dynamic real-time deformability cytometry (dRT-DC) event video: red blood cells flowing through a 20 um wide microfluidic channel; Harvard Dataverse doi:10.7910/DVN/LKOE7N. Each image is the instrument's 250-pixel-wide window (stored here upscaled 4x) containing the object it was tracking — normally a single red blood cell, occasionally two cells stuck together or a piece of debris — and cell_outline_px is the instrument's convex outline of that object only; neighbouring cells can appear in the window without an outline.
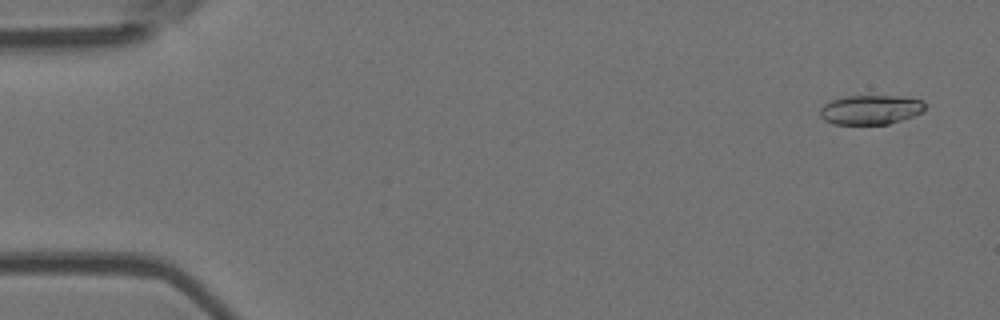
{"species": "Egyptian fruit bat (a non-hibernating species)", "species_latin": "Rousettus aegyptiacus", "temperature_condition": "room temperature", "stored_images_in_passage": 52, "camera_frame_rate_fps": 3000, "um_per_image_px": 0.085, "animal": {"sex": "female"}, "frame": {"image": 1, "passage_image": 1, "time_ms": 0.0, "image_size_px": [1000, 320], "cell_outline_px": [[924, 112], [888, 124], [832, 124], [824, 120], [820, 116], [820, 108], [824, 104], [832, 100], [844, 96], [900, 96], [920, 100], [924, 104]], "centroid_in_image_um": [73.96, 9.33], "position_along_channel_um": 11.0, "area_um2": 17.92}}
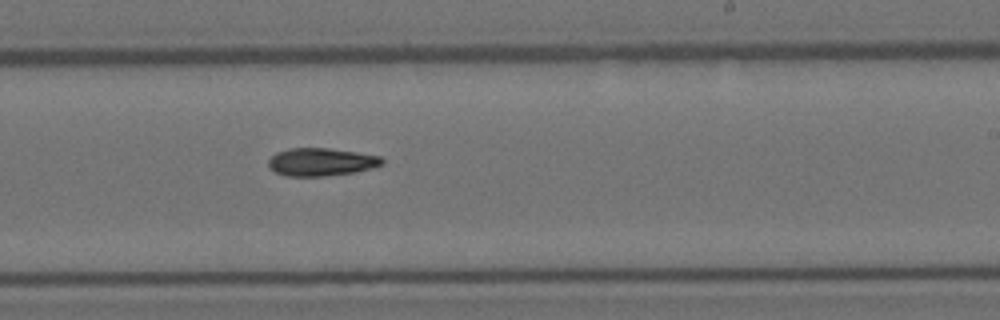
{"frame": {"image": 2, "passage_image": 31, "time_ms": 10.0, "image_size_px": [1000, 320], "cell_outline_px": [[384, 164], [372, 168], [356, 172], [324, 176], [284, 176], [268, 168], [268, 160], [276, 152], [288, 148], [328, 148], [356, 152], [380, 156], [384, 160]], "centroid_in_image_um": [27.28, 13.77], "position_along_channel_um": 261.7, "area_um2": 18.61}}
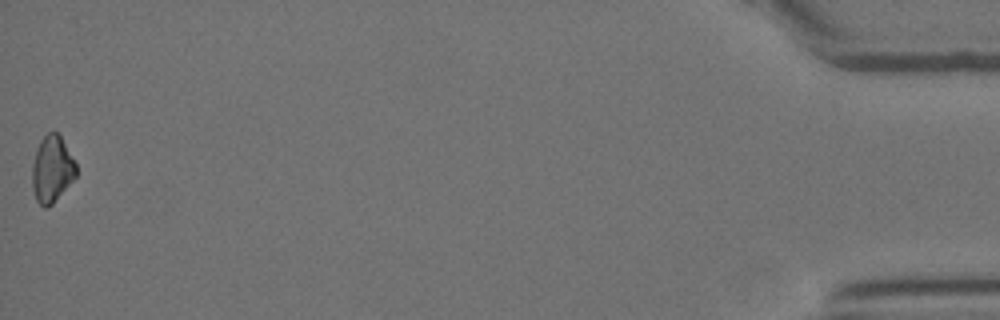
{"frame": {"image": 3, "passage_image": 52, "time_ms": 17.0, "image_size_px": [1000, 320], "cell_outline_px": [[76, 176], [52, 204], [48, 208], [44, 208], [36, 200], [32, 188], [32, 164], [40, 140], [48, 132], [56, 132], [60, 136], [76, 164]], "centroid_in_image_um": [4.4, 14.4], "position_along_channel_um": 430.8, "area_um2": 16.82}, "authors_computed_cell_mechanics": {"area_um2": 18.2359, "velocity_mm_per_s": 3.7918, "shape_relaxation_time_tau1_ms": 5.5369, "shape_relaxation_time_tau2_ms": null, "deformation_change_tau1": 0.132, "deformation_change_tau2": null}}